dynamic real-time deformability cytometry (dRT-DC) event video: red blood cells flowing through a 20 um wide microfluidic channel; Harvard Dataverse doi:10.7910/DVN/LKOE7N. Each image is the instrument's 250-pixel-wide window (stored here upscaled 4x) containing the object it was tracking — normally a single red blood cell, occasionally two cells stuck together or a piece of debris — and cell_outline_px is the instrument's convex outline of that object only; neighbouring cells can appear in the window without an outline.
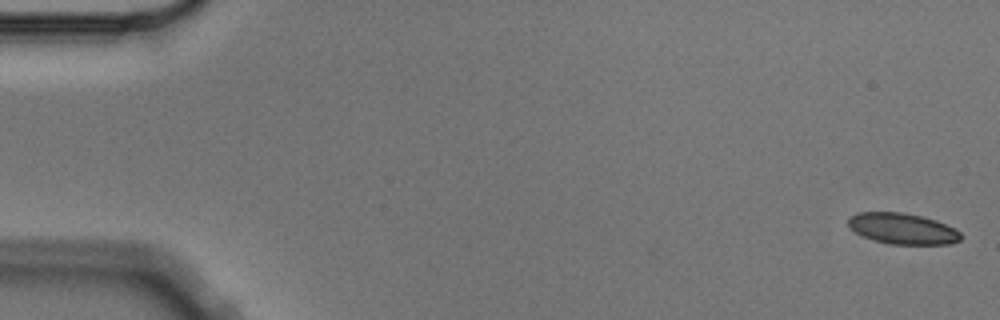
{"species": "Egyptian fruit bat (a non-hibernating species)", "species_latin": "Rousettus aegyptiacus", "temperature_condition": "cold", "stored_images_in_passage": 5, "camera_frame_rate_fps": 3000, "um_per_image_px": 0.085, "animal": {"sex": "male"}, "frame": {"image": 1, "passage_image": 1, "time_ms": 0.0, "image_size_px": [1000, 320], "cell_outline_px": [[960, 240], [948, 244], [892, 244], [872, 240], [856, 232], [848, 224], [848, 220], [852, 216], [860, 212], [900, 212], [920, 216], [936, 220], [960, 232]], "centroid_in_image_um": [76.71, 19.44], "position_along_channel_um": 8.3, "area_um2": 19.88}}
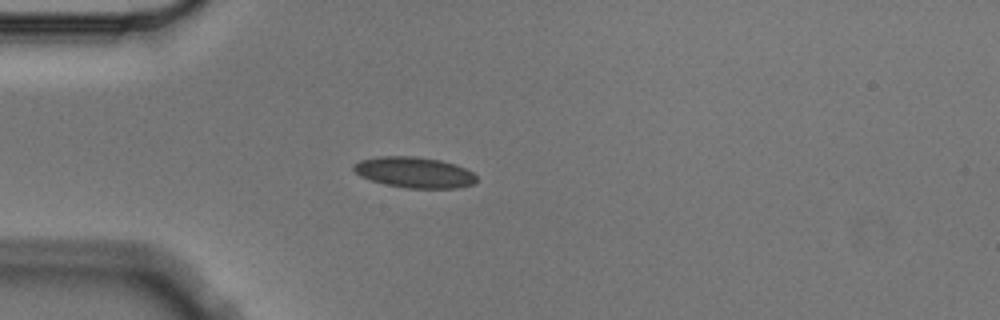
{"frame": {"image": 2, "passage_image": 5, "time_ms": 1.333, "image_size_px": [1000, 320], "cell_outline_px": [[476, 180], [472, 184], [456, 188], [404, 188], [384, 184], [360, 176], [352, 168], [352, 164], [360, 160], [376, 156], [416, 156], [440, 160], [456, 164], [472, 172], [476, 176]], "centroid_in_image_um": [35.18, 14.64], "position_along_channel_um": 49.8, "area_um2": 22.14}}